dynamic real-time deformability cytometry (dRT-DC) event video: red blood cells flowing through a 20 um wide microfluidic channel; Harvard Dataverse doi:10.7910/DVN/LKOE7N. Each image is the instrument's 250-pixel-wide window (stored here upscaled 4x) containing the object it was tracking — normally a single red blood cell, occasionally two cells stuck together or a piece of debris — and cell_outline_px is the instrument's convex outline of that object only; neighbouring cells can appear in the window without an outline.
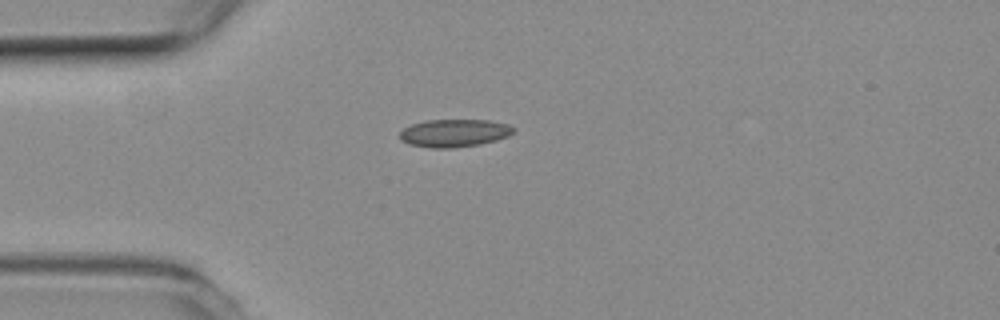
{"species": "common noctule bat (a hibernating species)", "species_latin": "Nyctalus noctula", "temperature_condition": "room temperature", "stored_images_in_passage": 3, "camera_frame_rate_fps": 3000, "um_per_image_px": 0.085, "animal": {"sex": "female", "body_mass_g": 19.3, "forearm_length_mm": 54.1}, "frame": {"image": 1, "passage_image": 1, "time_ms": 0.0, "image_size_px": [1000, 320], "cell_outline_px": [[516, 128], [508, 136], [496, 140], [480, 144], [452, 148], [432, 148], [408, 144], [400, 140], [400, 132], [404, 128], [412, 124], [428, 120], [488, 120], [508, 124]], "centroid_in_image_um": [38.61, 11.31], "position_along_channel_um": 46.4, "area_um2": 18.38}}
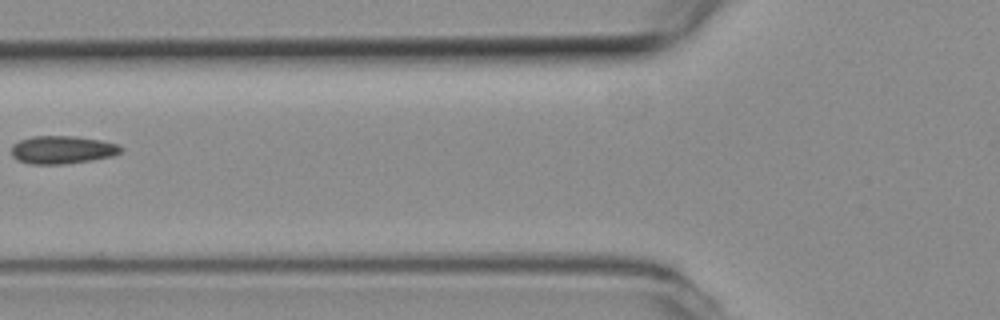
{"frame": {"image": 2, "passage_image": 3, "time_ms": 0.667, "image_size_px": [1000, 320], "cell_outline_px": [[124, 148], [120, 152], [112, 156], [92, 160], [64, 164], [32, 164], [16, 160], [12, 156], [12, 144], [20, 140], [32, 136], [76, 136], [100, 140], [120, 144]], "centroid_in_image_um": [5.3, 12.73], "position_along_channel_um": 120.5, "area_um2": 17.98}}